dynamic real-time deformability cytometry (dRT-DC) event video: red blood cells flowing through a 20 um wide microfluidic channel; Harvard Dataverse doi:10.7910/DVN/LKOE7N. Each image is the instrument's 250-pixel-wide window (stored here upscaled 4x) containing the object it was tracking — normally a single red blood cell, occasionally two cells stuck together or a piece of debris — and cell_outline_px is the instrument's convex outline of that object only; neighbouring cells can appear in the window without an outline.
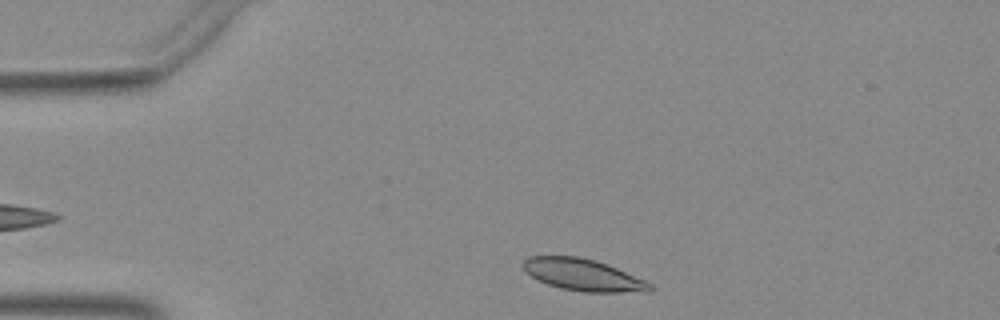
{"species": "Egyptian fruit bat (a non-hibernating species)", "species_latin": "Rousettus aegyptiacus", "temperature_condition": "warm", "stored_images_in_passage": 36, "camera_frame_rate_fps": 3000, "um_per_image_px": 0.085, "animal": {"sex": "female"}, "frame": {"image": 1, "passage_image": 2, "time_ms": 0.333, "image_size_px": [1000, 320], "cell_outline_px": [[652, 288], [648, 292], [584, 292], [560, 288], [548, 284], [532, 276], [524, 268], [524, 260], [528, 256], [580, 256], [596, 260], [608, 264], [644, 280], [652, 284]], "centroid_in_image_um": [49.59, 23.36], "position_along_channel_um": 35.4, "area_um2": 23.35}}
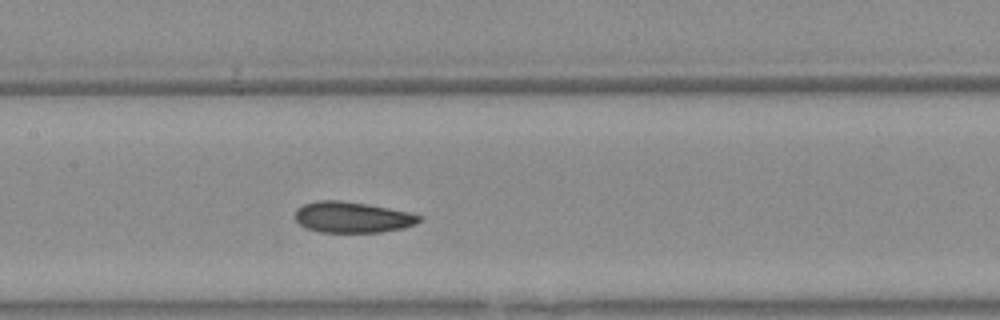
{"frame": {"image": 2, "passage_image": 16, "time_ms": 5.0, "image_size_px": [1000, 320], "cell_outline_px": [[420, 220], [416, 224], [404, 228], [380, 232], [320, 232], [308, 228], [300, 224], [296, 220], [296, 208], [304, 204], [316, 200], [340, 200], [388, 208], [408, 212], [420, 216]], "centroid_in_image_um": [29.93, 18.46], "position_along_channel_um": 177.5, "area_um2": 22.14}}
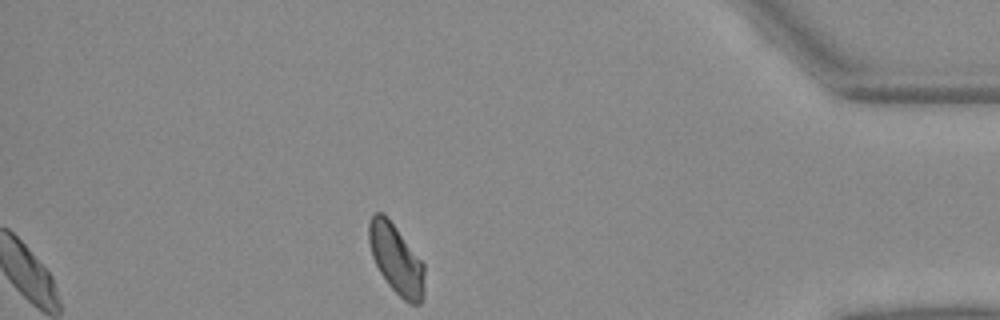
{"frame": {"image": 3, "passage_image": 36, "time_ms": 11.667, "image_size_px": [1000, 320], "cell_outline_px": [[424, 296], [420, 304], [412, 304], [404, 300], [388, 284], [380, 272], [372, 256], [368, 240], [368, 224], [372, 216], [376, 212], [384, 212], [424, 264]], "centroid_in_image_um": [33.67, 22.03], "position_along_channel_um": 401.5, "area_um2": 22.37}}